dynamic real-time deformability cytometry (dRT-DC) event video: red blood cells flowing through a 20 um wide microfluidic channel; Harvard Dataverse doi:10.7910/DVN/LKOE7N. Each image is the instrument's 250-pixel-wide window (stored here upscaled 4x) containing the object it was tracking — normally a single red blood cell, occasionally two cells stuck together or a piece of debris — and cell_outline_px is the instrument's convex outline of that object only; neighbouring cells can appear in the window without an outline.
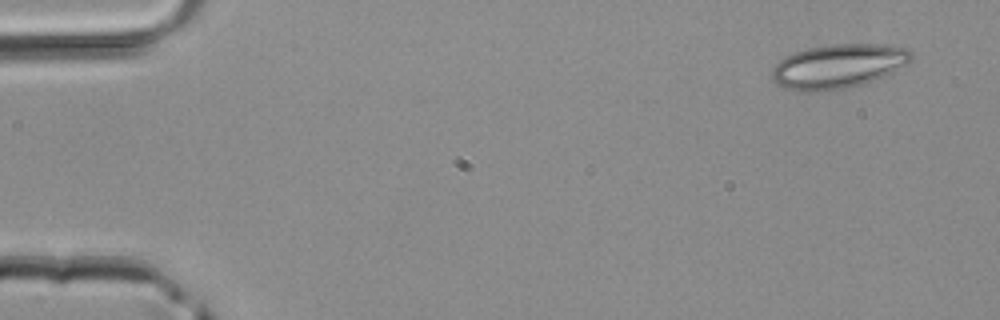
{"species": "common noctule bat (a hibernating species)", "species_latin": "Nyctalus noctula", "temperature_condition": "room temperature", "stored_images_in_passage": 3, "camera_frame_rate_fps": 3000, "um_per_image_px": 0.085, "animal": {"sex": "male", "body_mass_g": 20.4}, "frame": {"image": 1, "passage_image": 1, "time_ms": 0.0, "image_size_px": [1000, 320], "cell_outline_px": [[916, 56], [912, 60], [892, 72], [884, 76], [848, 88], [812, 92], [800, 92], [788, 88], [772, 80], [772, 68], [784, 56], [808, 48], [828, 44], [876, 44], [908, 48]], "centroid_in_image_um": [71.26, 5.62], "position_along_channel_um": 13.7, "area_um2": 35.78}}